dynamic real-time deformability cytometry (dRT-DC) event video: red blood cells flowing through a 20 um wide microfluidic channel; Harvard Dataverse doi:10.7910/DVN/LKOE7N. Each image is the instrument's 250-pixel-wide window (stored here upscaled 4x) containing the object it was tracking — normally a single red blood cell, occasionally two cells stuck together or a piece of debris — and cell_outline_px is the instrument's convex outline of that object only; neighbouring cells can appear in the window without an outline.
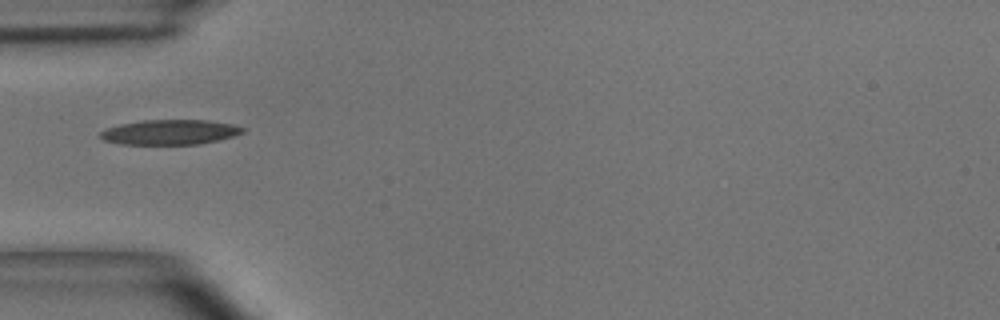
{"species": "common noctule bat (a hibernating species)", "species_latin": "Nyctalus noctula", "temperature_condition": "room temperature", "stored_images_in_passage": 6, "camera_frame_rate_fps": 3000, "um_per_image_px": 0.085, "animal": {"sex": "male", "body_mass_g": 15.6}, "frame": {"image": 1, "passage_image": 5, "time_ms": 1.333, "image_size_px": [1000, 320], "cell_outline_px": [[244, 132], [220, 140], [200, 144], [120, 144], [104, 140], [100, 136], [100, 132], [108, 128], [120, 124], [144, 120], [208, 120], [232, 124], [244, 128]], "centroid_in_image_um": [14.46, 11.23], "position_along_channel_um": 70.5, "area_um2": 20.58}}
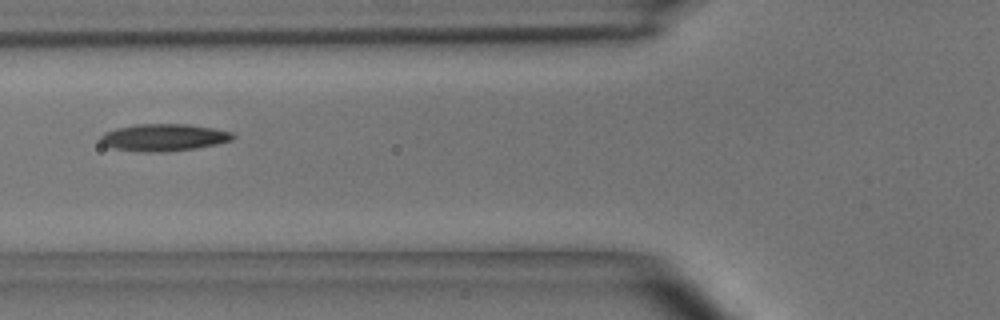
{"frame": {"image": 2, "passage_image": 6, "time_ms": 1.667, "image_size_px": [1000, 320], "cell_outline_px": [[236, 136], [232, 140], [216, 144], [196, 148], [160, 152], [144, 152], [116, 148], [104, 144], [100, 140], [100, 136], [104, 132], [116, 128], [136, 124], [188, 124], [212, 128], [232, 132]], "centroid_in_image_um": [13.94, 11.67], "position_along_channel_um": 111.9, "area_um2": 20.75}}